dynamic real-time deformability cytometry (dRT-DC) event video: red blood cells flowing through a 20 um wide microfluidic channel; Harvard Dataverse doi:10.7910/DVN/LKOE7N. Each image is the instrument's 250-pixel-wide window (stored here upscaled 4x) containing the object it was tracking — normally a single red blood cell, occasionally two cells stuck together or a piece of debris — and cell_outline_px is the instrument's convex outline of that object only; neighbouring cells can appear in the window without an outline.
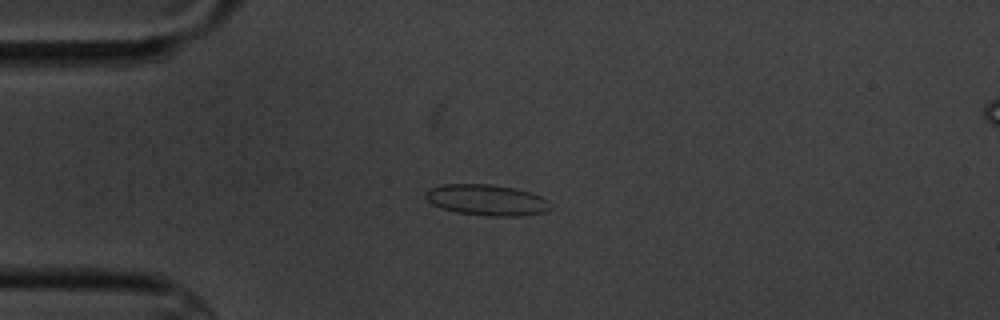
{"species": "common noctule bat (a hibernating species)", "species_latin": "Nyctalus noctula", "temperature_condition": "cold", "stored_images_in_passage": 4, "segment_of_instrument_passage": [1, 2], "camera_frame_rate_fps": 3000, "um_per_image_px": 0.085, "animal": {"sex": "male", "body_mass_g": 20.1, "forearm_length_mm": 53.5}, "frame": {"image": 1, "passage_image": 3, "time_ms": 2.333, "image_size_px": [1000, 320], "cell_outline_px": [[552, 208], [544, 212], [520, 216], [488, 216], [456, 212], [440, 208], [432, 204], [424, 196], [432, 188], [444, 184], [488, 184], [512, 188], [528, 192], [540, 196], [548, 200]], "centroid_in_image_um": [41.38, 17.01], "position_along_channel_um": 43.6, "area_um2": 22.31}}